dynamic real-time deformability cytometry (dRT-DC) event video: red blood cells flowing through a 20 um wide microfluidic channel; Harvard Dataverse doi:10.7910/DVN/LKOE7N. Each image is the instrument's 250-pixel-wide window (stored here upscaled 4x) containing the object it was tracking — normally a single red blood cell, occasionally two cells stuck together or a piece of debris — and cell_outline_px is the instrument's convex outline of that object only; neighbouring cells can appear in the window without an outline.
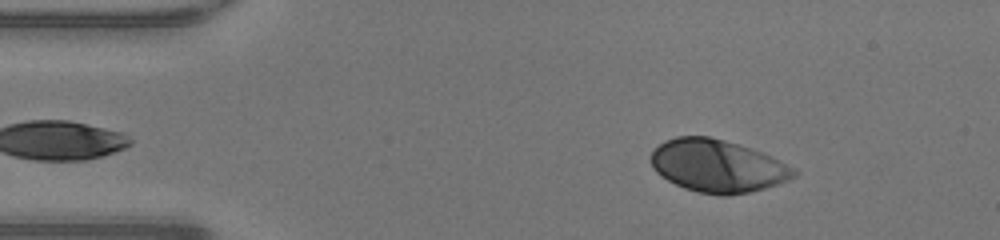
{"species": "human", "species_latin": "Homo sapiens", "temperature_condition": "warm", "stored_images_in_passage": 46, "camera_frame_rate_fps": 3000, "um_per_image_px": 0.085, "donor": {"sex": "male"}, "frame": {"image": 1, "passage_image": 5, "time_ms": 1.333, "image_size_px": [1000, 240], "cell_outline_px": [[800, 172], [796, 176], [788, 180], [764, 188], [748, 192], [728, 196], [720, 196], [696, 192], [684, 188], [660, 176], [652, 168], [652, 152], [664, 140], [676, 136], [708, 136], [724, 140], [760, 152], [796, 168]], "centroid_in_image_um": [60.98, 14.12], "position_along_channel_um": 24.0, "area_um2": 43.64}}
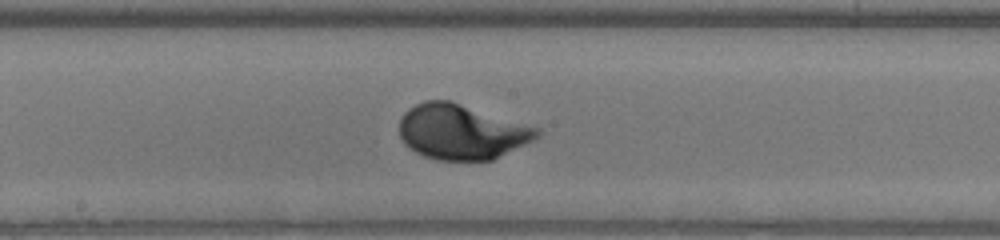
{"frame": {"image": 2, "passage_image": 23, "time_ms": 7.333, "image_size_px": [1000, 240], "cell_outline_px": [[540, 136], [492, 160], [436, 160], [424, 156], [408, 148], [404, 144], [400, 136], [400, 120], [404, 112], [408, 108], [424, 100], [452, 100], [540, 128]], "centroid_in_image_um": [39.21, 11.19], "position_along_channel_um": 209.0, "area_um2": 44.33}}
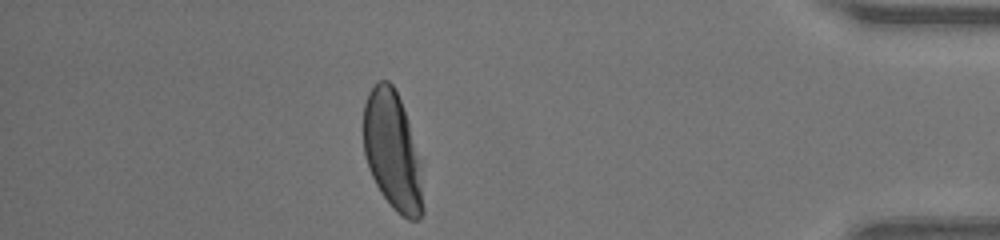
{"frame": {"image": 3, "passage_image": 40, "time_ms": 13.0, "image_size_px": [1000, 240], "cell_outline_px": [[424, 212], [416, 220], [408, 220], [396, 212], [392, 208], [380, 192], [368, 168], [364, 152], [364, 104], [368, 92], [376, 80], [388, 80], [392, 84], [400, 100], [408, 124], [416, 156], [424, 208]], "centroid_in_image_um": [33.3, 12.84], "position_along_channel_um": 401.9, "area_um2": 40.06}, "authors_computed_cell_mechanics": {"area_um2": 43.639, "velocity_mm_per_s": 4.2463, "shape_relaxation_time_tau1_ms": 2.1298, "shape_relaxation_time_tau2_ms": null, "deformation_change_tau1": 0.1571, "deformation_change_tau2": null}}